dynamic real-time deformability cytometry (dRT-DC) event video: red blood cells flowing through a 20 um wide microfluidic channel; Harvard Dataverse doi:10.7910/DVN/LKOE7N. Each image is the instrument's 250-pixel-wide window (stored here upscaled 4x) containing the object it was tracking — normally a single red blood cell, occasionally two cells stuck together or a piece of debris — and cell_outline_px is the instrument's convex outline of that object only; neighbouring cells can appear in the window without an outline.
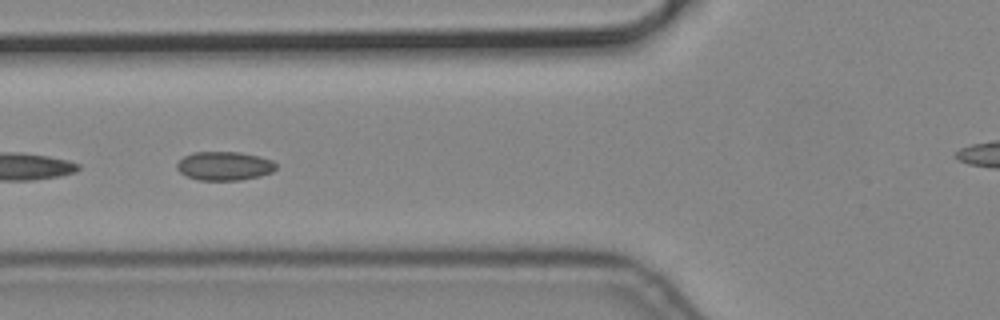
{"species": "common noctule bat (a hibernating species)", "species_latin": "Nyctalus noctula", "temperature_condition": "cold", "stored_images_in_passage": 7, "camera_frame_rate_fps": 3000, "um_per_image_px": 0.085, "animal": {"sex": "male", "body_mass_g": 19.2, "forearm_length_mm": 51.8}, "frame": {"image": 1, "passage_image": 5, "time_ms": 1.333, "image_size_px": [1000, 320], "cell_outline_px": [[276, 168], [272, 172], [260, 176], [240, 180], [200, 180], [188, 176], [180, 172], [176, 168], [176, 164], [184, 156], [192, 152], [240, 152], [260, 156], [272, 160], [276, 164]], "centroid_in_image_um": [19.08, 14.1], "position_along_channel_um": 106.7, "area_um2": 16.65}}
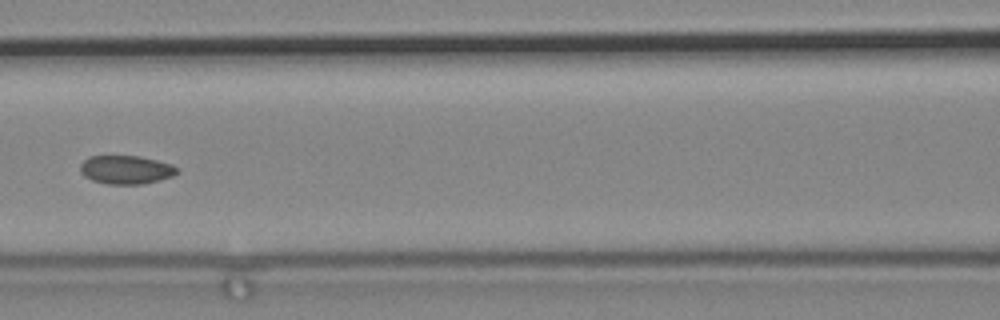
{"frame": {"image": 2, "passage_image": 6, "time_ms": 1.667, "image_size_px": [1000, 320], "cell_outline_px": [[180, 172], [172, 176], [160, 180], [140, 184], [108, 184], [92, 180], [84, 176], [80, 172], [80, 164], [88, 156], [140, 156], [172, 164], [180, 168]], "centroid_in_image_um": [10.73, 14.42], "position_along_channel_um": 155.9, "area_um2": 16.24}}
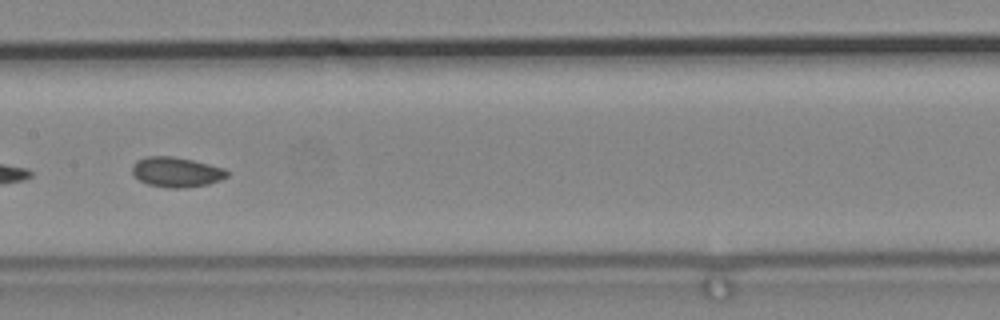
{"frame": {"image": 3, "passage_image": 7, "time_ms": 2.0, "image_size_px": [1000, 320], "cell_outline_px": [[228, 176], [220, 180], [208, 184], [184, 188], [168, 188], [148, 184], [140, 180], [132, 172], [132, 164], [136, 160], [148, 156], [172, 156], [192, 160], [224, 168], [228, 172]], "centroid_in_image_um": [14.98, 14.62], "position_along_channel_um": 192.4, "area_um2": 16.53}}